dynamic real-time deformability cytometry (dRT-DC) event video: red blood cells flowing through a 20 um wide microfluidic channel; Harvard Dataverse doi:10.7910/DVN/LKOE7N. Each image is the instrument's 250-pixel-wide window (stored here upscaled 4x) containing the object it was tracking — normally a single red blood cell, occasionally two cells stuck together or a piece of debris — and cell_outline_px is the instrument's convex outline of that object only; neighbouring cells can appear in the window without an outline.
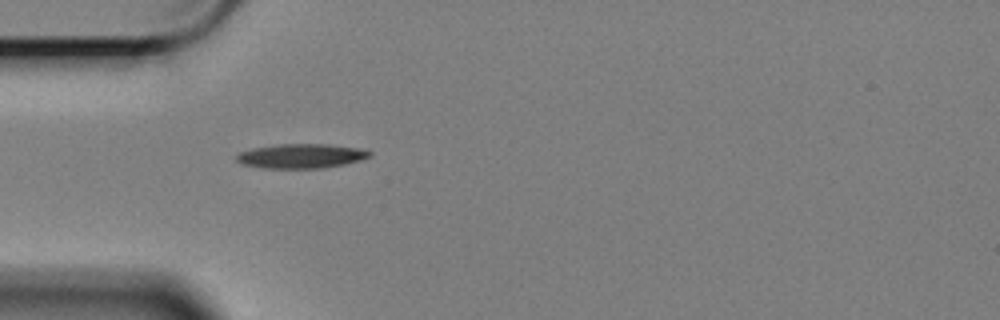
{"species": "Egyptian fruit bat (a non-hibernating species)", "species_latin": "Rousettus aegyptiacus", "temperature_condition": "cold", "stored_images_in_passage": 15, "camera_frame_rate_fps": 3000, "um_per_image_px": 0.085, "animal": {"sex": "female"}, "frame": {"image": 1, "passage_image": 1, "time_ms": 0.0, "image_size_px": [1000, 320], "cell_outline_px": [[372, 156], [360, 160], [344, 164], [324, 168], [264, 168], [244, 164], [236, 160], [236, 156], [240, 152], [252, 148], [284, 144], [324, 144], [356, 148], [372, 152]], "centroid_in_image_um": [25.6, 13.27], "position_along_channel_um": 59.4, "area_um2": 18.67}}
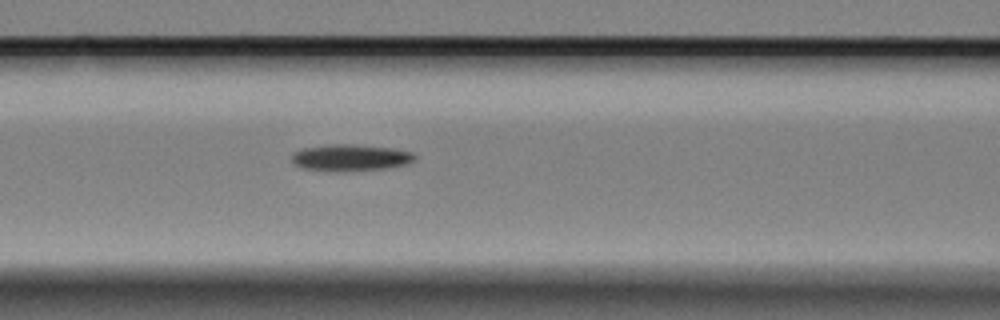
{"frame": {"image": 2, "passage_image": 8, "time_ms": 2.333, "image_size_px": [1000, 320], "cell_outline_px": [[416, 156], [412, 160], [404, 164], [384, 168], [340, 172], [336, 172], [300, 168], [292, 160], [292, 156], [296, 152], [304, 148], [336, 144], [348, 144], [392, 148], [412, 152]], "centroid_in_image_um": [29.76, 13.41], "position_along_channel_um": 136.8, "area_um2": 18.73}}
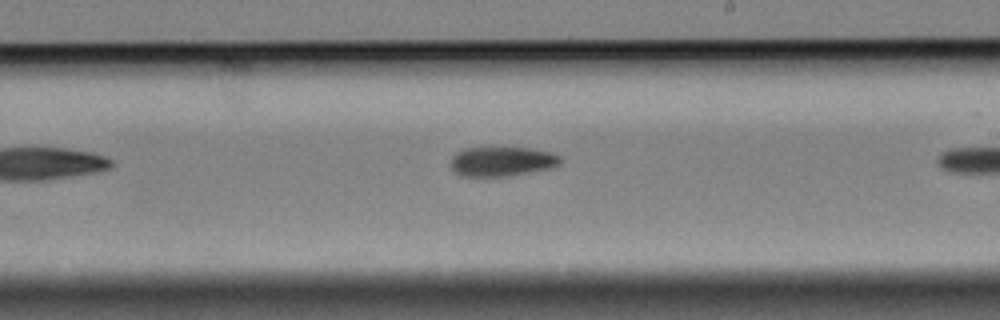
{"frame": {"image": 3, "passage_image": 14, "time_ms": 4.333, "image_size_px": [1000, 320], "cell_outline_px": [[560, 164], [544, 168], [504, 176], [460, 176], [452, 168], [452, 156], [456, 152], [464, 148], [528, 148], [548, 152], [560, 156]], "centroid_in_image_um": [42.58, 13.71], "position_along_channel_um": 246.4, "area_um2": 18.21}}